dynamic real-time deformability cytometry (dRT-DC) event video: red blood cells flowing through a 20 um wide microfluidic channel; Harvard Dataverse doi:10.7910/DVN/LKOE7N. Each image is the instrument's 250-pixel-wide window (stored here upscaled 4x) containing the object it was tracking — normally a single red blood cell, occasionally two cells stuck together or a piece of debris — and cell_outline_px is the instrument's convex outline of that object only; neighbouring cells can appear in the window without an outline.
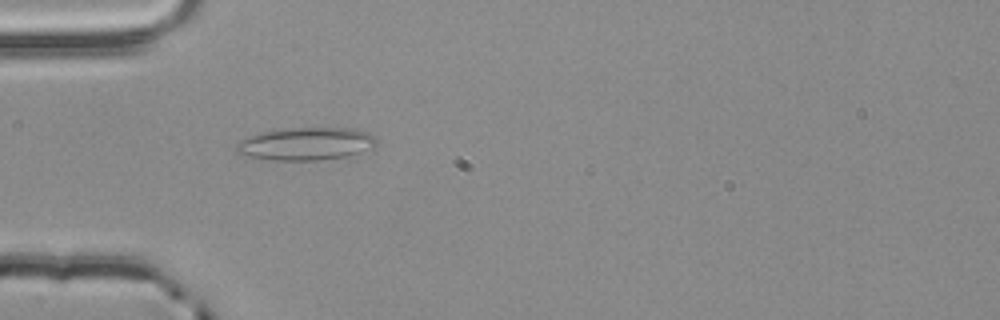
{"species": "common noctule bat (a hibernating species)", "species_latin": "Nyctalus noctula", "temperature_condition": "room temperature", "stored_images_in_passage": 36, "camera_frame_rate_fps": 3000, "um_per_image_px": 0.085, "animal": {"sex": "male", "body_mass_g": 20.4}, "frame": {"image": 1, "passage_image": 3, "time_ms": 0.667, "image_size_px": [1000, 320], "cell_outline_px": [[376, 144], [372, 148], [348, 156], [320, 160], [268, 160], [248, 156], [236, 152], [236, 144], [240, 140], [248, 136], [260, 132], [288, 128], [352, 128], [368, 132], [376, 140]], "centroid_in_image_um": [25.98, 12.22], "position_along_channel_um": 59.0, "area_um2": 26.76}}
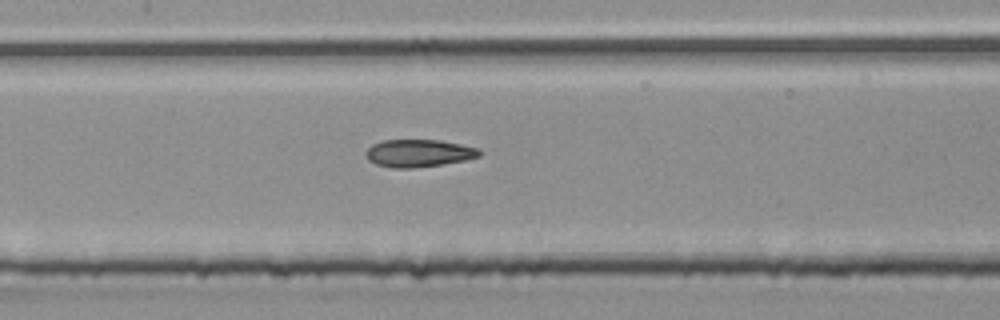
{"frame": {"image": 2, "passage_image": 12, "time_ms": 3.667, "image_size_px": [1000, 320], "cell_outline_px": [[484, 152], [480, 156], [464, 160], [440, 164], [412, 168], [392, 168], [376, 164], [368, 160], [364, 156], [364, 152], [372, 144], [384, 140], [440, 140], [480, 148]], "centroid_in_image_um": [35.58, 13.01], "position_along_channel_um": 171.8, "area_um2": 18.32}}
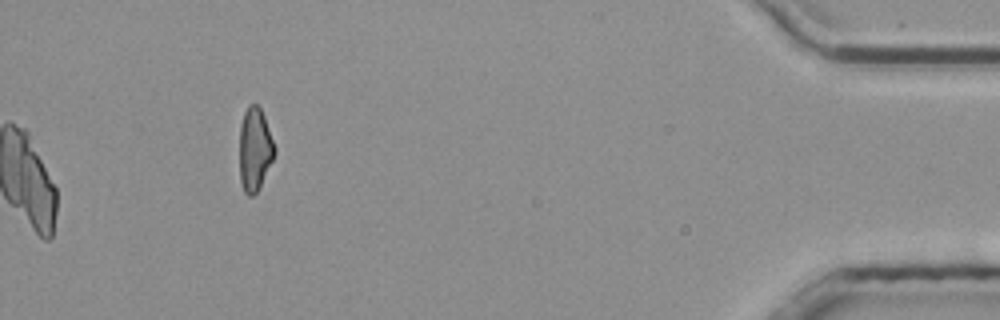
{"frame": {"image": 3, "passage_image": 36, "time_ms": 11.667, "image_size_px": [1000, 320], "cell_outline_px": [[276, 152], [260, 188], [252, 196], [248, 196], [244, 192], [240, 180], [240, 124], [244, 112], [248, 104], [256, 104], [260, 108], [264, 116], [276, 148]], "centroid_in_image_um": [21.66, 12.7], "position_along_channel_um": 413.5, "area_um2": 17.11}, "authors_computed_cell_mechanics": {"area_um2": 18.3804, "velocity_mm_per_s": 3.8683, "shape_relaxation_time_tau1_ms": null, "shape_relaxation_time_tau2_ms": 3.779, "deformation_change_tau1": null, "deformation_change_tau2": 0.1291}}